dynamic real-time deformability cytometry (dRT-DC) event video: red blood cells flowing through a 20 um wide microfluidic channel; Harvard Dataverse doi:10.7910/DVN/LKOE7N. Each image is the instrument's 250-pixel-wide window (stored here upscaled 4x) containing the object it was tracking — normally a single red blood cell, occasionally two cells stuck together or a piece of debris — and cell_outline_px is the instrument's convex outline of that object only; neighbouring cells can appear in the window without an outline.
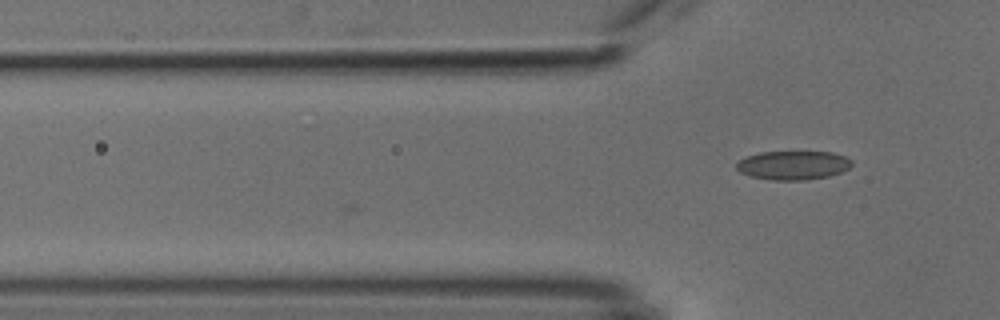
{"species": "common noctule bat (a hibernating species)", "species_latin": "Nyctalus noctula", "temperature_condition": "cold", "stored_images_in_passage": 5, "camera_frame_rate_fps": 3000, "um_per_image_px": 0.085, "animal": {"sex": "male", "body_mass_g": 18.8}, "frame": {"image": 1, "passage_image": 5, "time_ms": 1.333, "image_size_px": [1000, 320], "cell_outline_px": [[852, 164], [848, 168], [840, 172], [828, 176], [804, 180], [772, 180], [752, 176], [740, 172], [736, 168], [736, 164], [740, 160], [748, 156], [760, 152], [832, 152], [844, 156], [852, 160]], "centroid_in_image_um": [67.42, 14.04], "position_along_channel_um": 58.4, "area_um2": 19.19}}